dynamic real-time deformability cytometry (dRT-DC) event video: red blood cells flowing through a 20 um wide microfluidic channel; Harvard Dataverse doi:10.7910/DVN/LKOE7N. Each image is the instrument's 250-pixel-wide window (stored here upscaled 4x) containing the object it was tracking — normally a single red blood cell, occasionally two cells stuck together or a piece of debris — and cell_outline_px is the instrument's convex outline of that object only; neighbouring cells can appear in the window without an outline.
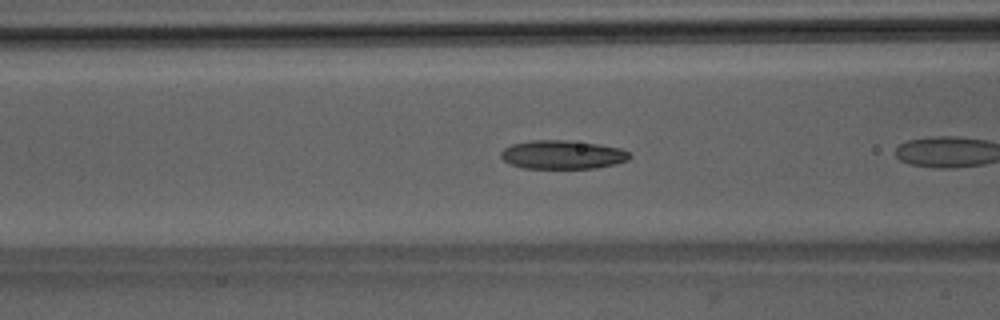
{"species": "Egyptian fruit bat (a non-hibernating species)", "species_latin": "Rousettus aegyptiacus", "temperature_condition": "room temperature", "stored_images_in_passage": 6, "camera_frame_rate_fps": 3000, "um_per_image_px": 0.085, "animal": {"sex": "male"}, "frame": {"image": 1, "passage_image": 5, "time_ms": 1.333, "image_size_px": [1000, 320], "cell_outline_px": [[632, 156], [628, 160], [616, 164], [596, 168], [524, 168], [508, 164], [500, 156], [500, 152], [504, 148], [512, 144], [528, 140], [568, 140], [600, 144], [620, 148], [628, 152]], "centroid_in_image_um": [47.8, 13.14], "position_along_channel_um": 118.8, "area_um2": 21.73}}